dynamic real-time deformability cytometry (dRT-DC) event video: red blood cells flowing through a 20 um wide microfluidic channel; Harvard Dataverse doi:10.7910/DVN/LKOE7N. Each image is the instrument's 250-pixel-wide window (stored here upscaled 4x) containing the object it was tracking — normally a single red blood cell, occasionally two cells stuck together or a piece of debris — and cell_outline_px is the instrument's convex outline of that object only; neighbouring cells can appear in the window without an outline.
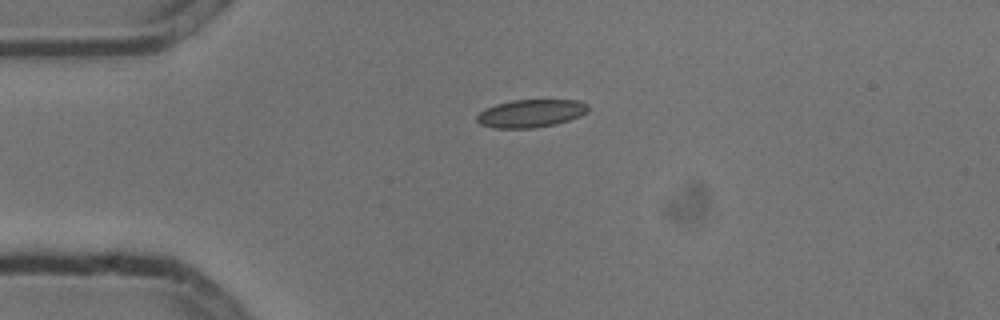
{"species": "common noctule bat (a hibernating species)", "species_latin": "Nyctalus noctula", "temperature_condition": "cold", "stored_images_in_passage": 2, "camera_frame_rate_fps": 3000, "um_per_image_px": 0.085, "animal": {"sex": "male", "body_mass_g": 13.3}, "frame": {"image": 1, "passage_image": 1, "time_ms": 0.0, "image_size_px": [1000, 320], "cell_outline_px": [[588, 112], [580, 116], [556, 124], [532, 128], [496, 128], [480, 124], [476, 120], [476, 116], [484, 108], [496, 104], [512, 100], [580, 100], [588, 104]], "centroid_in_image_um": [45.12, 9.63], "position_along_channel_um": 39.9, "area_um2": 18.15}}